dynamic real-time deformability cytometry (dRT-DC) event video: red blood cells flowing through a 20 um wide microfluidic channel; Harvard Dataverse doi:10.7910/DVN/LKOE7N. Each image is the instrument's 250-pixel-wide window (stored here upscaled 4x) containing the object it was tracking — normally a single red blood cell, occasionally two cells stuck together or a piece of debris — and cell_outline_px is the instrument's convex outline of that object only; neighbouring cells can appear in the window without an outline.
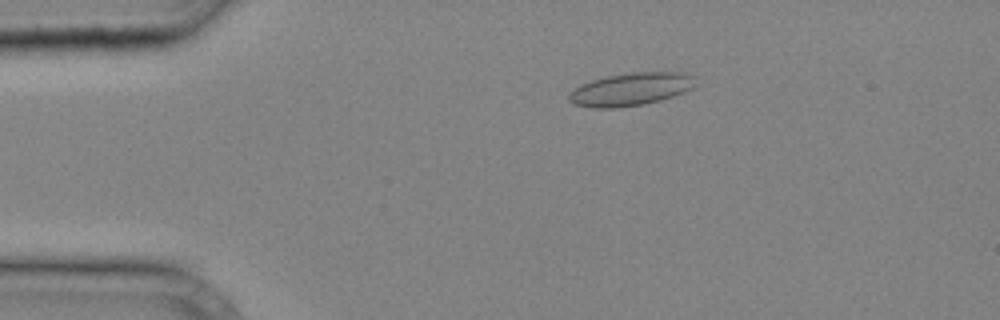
{"species": "common noctule bat (a hibernating species)", "species_latin": "Nyctalus noctula", "temperature_condition": "cold", "stored_images_in_passage": 26, "camera_frame_rate_fps": 3000, "um_per_image_px": 0.085, "animal": {"sex": "male", "body_mass_g": 20.4}, "frame": {"image": 1, "passage_image": 3, "time_ms": 0.667, "image_size_px": [1000, 320], "cell_outline_px": [[692, 88], [684, 92], [660, 100], [644, 104], [616, 108], [592, 108], [576, 104], [568, 100], [568, 92], [580, 84], [592, 80], [608, 76], [632, 72], [688, 72], [692, 76]], "centroid_in_image_um": [53.56, 7.59], "position_along_channel_um": 31.4, "area_um2": 24.1}}
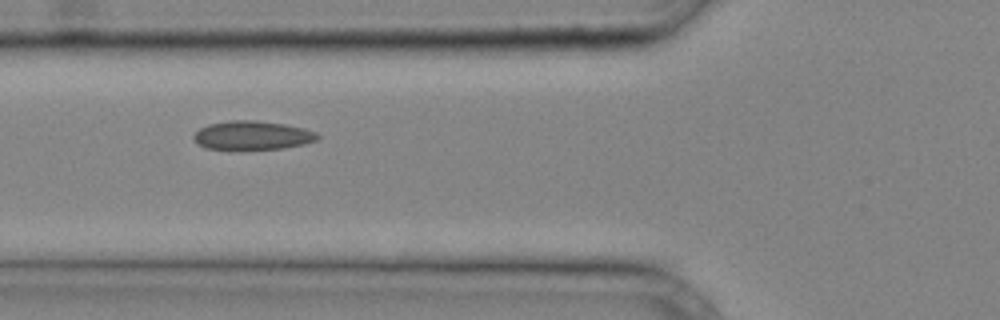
{"frame": {"image": 2, "passage_image": 10, "time_ms": 3.0, "image_size_px": [1000, 320], "cell_outline_px": [[320, 136], [316, 140], [304, 144], [284, 148], [240, 152], [228, 152], [204, 148], [196, 144], [192, 136], [200, 128], [208, 124], [228, 120], [256, 120], [284, 124], [304, 128], [316, 132]], "centroid_in_image_um": [21.37, 11.56], "position_along_channel_um": 104.4, "area_um2": 21.91}}
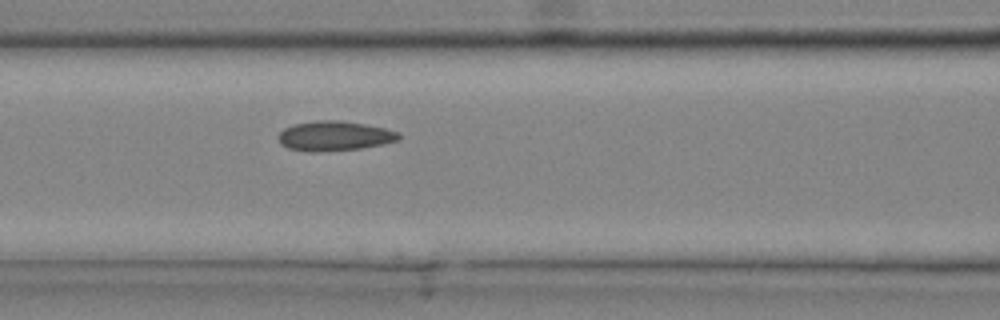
{"frame": {"image": 3, "passage_image": 12, "time_ms": 3.667, "image_size_px": [1000, 320], "cell_outline_px": [[400, 140], [384, 144], [360, 148], [320, 152], [312, 152], [288, 148], [280, 144], [280, 132], [284, 128], [292, 124], [316, 120], [340, 120], [364, 124], [384, 128], [400, 132]], "centroid_in_image_um": [28.44, 11.55], "position_along_channel_um": 138.2, "area_um2": 20.92}}